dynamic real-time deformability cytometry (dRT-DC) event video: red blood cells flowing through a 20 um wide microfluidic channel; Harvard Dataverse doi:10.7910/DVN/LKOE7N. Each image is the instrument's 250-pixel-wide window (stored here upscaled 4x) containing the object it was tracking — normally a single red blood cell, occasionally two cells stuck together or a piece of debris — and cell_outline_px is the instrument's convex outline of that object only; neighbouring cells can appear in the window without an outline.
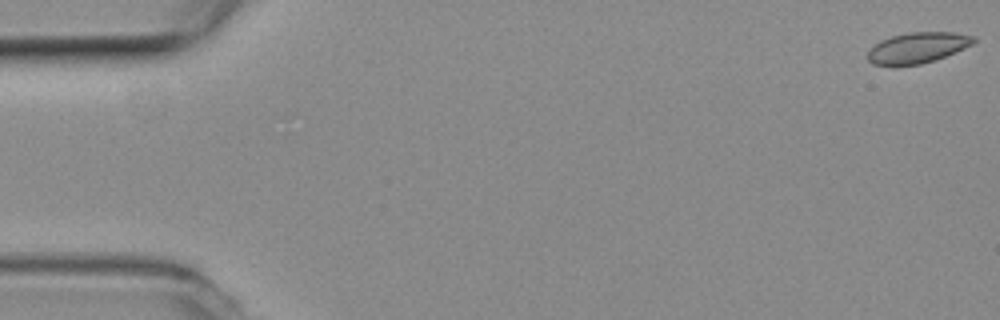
{"species": "common noctule bat (a hibernating species)", "species_latin": "Nyctalus noctula", "temperature_condition": "room temperature", "stored_images_in_passage": 5, "camera_frame_rate_fps": 3000, "um_per_image_px": 0.085, "animal": {"sex": "female", "body_mass_g": 19.3, "forearm_length_mm": 54.1}, "frame": {"image": 1, "passage_image": 1, "time_ms": 0.0, "image_size_px": [1000, 320], "cell_outline_px": [[976, 40], [972, 44], [964, 48], [936, 60], [920, 64], [892, 68], [872, 64], [868, 60], [868, 52], [880, 40], [892, 36], [908, 32], [956, 32], [972, 36]], "centroid_in_image_um": [77.94, 4.09], "position_along_channel_um": 7.1, "area_um2": 19.31}}
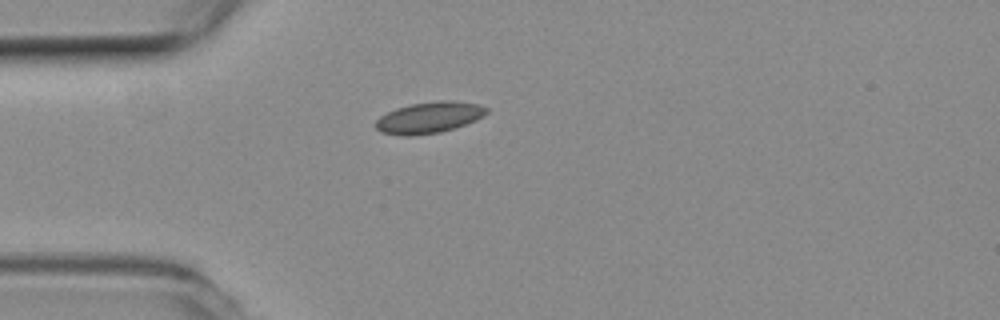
{"frame": {"image": 2, "passage_image": 5, "time_ms": 1.333, "image_size_px": [1000, 320], "cell_outline_px": [[488, 112], [476, 120], [456, 128], [440, 132], [408, 136], [404, 136], [380, 132], [376, 128], [376, 120], [380, 116], [396, 108], [412, 104], [440, 100], [452, 100], [480, 104], [488, 108]], "centroid_in_image_um": [36.5, 9.99], "position_along_channel_um": 48.5, "area_um2": 20.23}}